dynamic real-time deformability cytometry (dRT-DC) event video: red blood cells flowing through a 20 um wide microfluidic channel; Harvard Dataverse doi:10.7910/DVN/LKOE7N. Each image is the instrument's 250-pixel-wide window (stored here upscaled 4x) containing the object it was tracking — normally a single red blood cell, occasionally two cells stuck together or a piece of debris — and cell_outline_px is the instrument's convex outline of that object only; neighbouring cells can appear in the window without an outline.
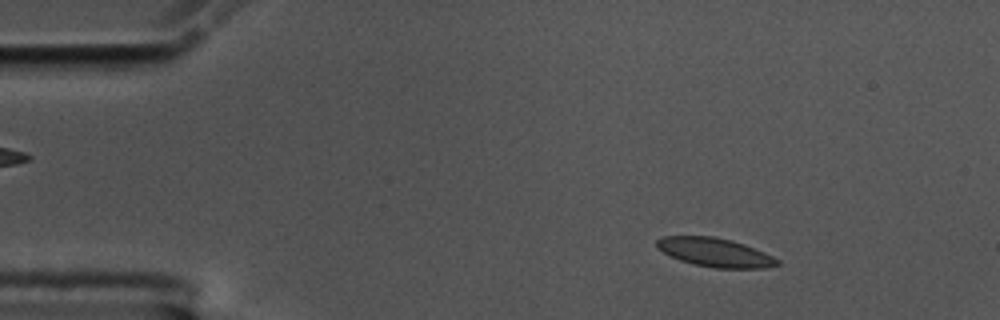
{"species": "common noctule bat (a hibernating species)", "species_latin": "Nyctalus noctula", "temperature_condition": "cold", "stored_images_in_passage": 15, "camera_frame_rate_fps": 3000, "um_per_image_px": 0.085, "animal": {"sex": "male", "body_mass_g": 17.5, "forearm_length_mm": 52.3}, "frame": {"image": 1, "passage_image": 6, "time_ms": 1.667, "image_size_px": [1000, 320], "cell_outline_px": [[780, 264], [764, 268], [716, 268], [692, 264], [680, 260], [656, 248], [656, 240], [664, 236], [712, 236], [732, 240], [744, 244], [764, 252], [780, 260]], "centroid_in_image_um": [60.77, 21.45], "position_along_channel_um": 24.2, "area_um2": 20.17}}
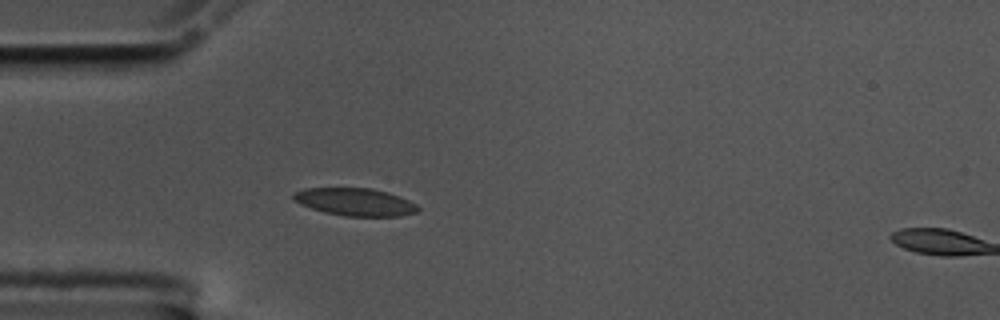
{"frame": {"image": 2, "passage_image": 14, "time_ms": 4.333, "image_size_px": [1000, 320], "cell_outline_px": [[420, 208], [416, 212], [400, 216], [344, 216], [324, 212], [300, 204], [292, 196], [296, 192], [304, 188], [372, 188], [388, 192], [400, 196], [416, 204]], "centroid_in_image_um": [30.21, 17.16], "position_along_channel_um": 54.8, "area_um2": 19.94}}